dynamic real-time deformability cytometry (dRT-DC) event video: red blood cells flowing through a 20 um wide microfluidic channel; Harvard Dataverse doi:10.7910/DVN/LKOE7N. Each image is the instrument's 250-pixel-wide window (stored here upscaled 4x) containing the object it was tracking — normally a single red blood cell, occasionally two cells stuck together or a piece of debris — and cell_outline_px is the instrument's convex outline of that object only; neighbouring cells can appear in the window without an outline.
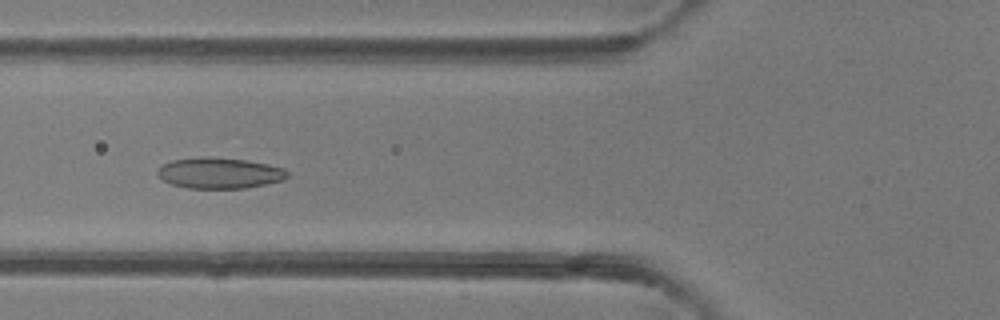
{"species": "common noctule bat (a hibernating species)", "species_latin": "Nyctalus noctula", "temperature_condition": "room temperature", "stored_images_in_passage": 50, "camera_frame_rate_fps": 3000, "um_per_image_px": 0.085, "animal": {"sex": "female"}, "frame": {"image": 1, "passage_image": 19, "time_ms": 6.0, "image_size_px": [1000, 320], "cell_outline_px": [[288, 176], [284, 180], [244, 188], [188, 188], [172, 184], [164, 180], [156, 172], [164, 164], [172, 160], [200, 156], [244, 160], [268, 164], [284, 168], [288, 172]], "centroid_in_image_um": [18.67, 14.7], "position_along_channel_um": 107.1, "area_um2": 23.12}}
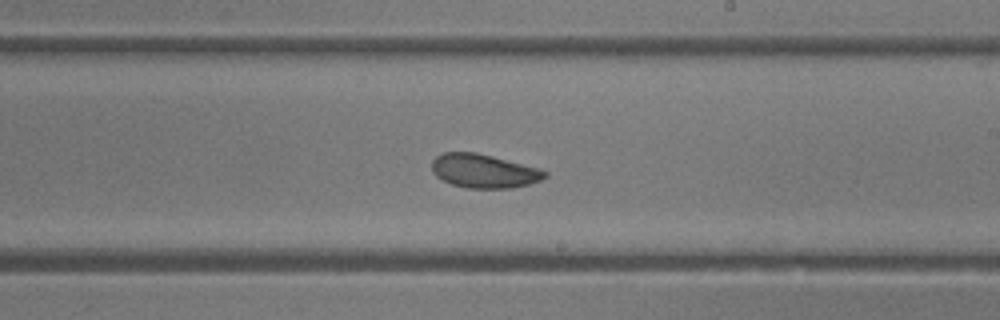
{"frame": {"image": 2, "passage_image": 29, "time_ms": 9.333, "image_size_px": [1000, 320], "cell_outline_px": [[548, 176], [540, 180], [528, 184], [512, 188], [468, 188], [452, 184], [436, 176], [432, 172], [432, 160], [436, 156], [444, 152], [476, 152], [540, 168], [548, 172]], "centroid_in_image_um": [41.13, 14.53], "position_along_channel_um": 247.9, "area_um2": 22.25}}
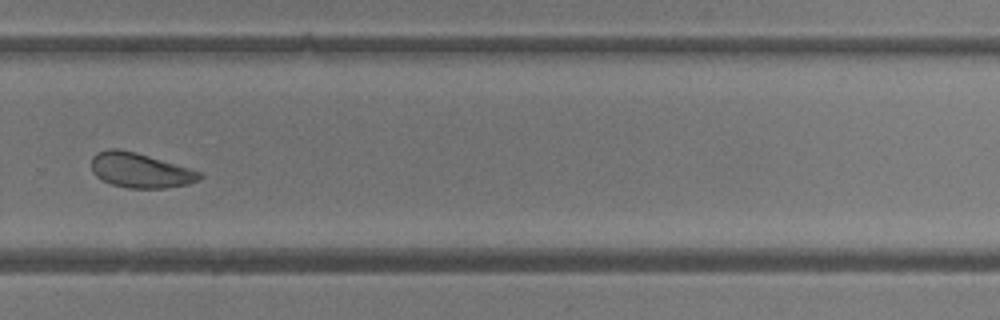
{"frame": {"image": 3, "passage_image": 34, "time_ms": 11.0, "image_size_px": [1000, 320], "cell_outline_px": [[204, 176], [200, 180], [188, 184], [164, 188], [128, 188], [112, 184], [96, 176], [92, 172], [92, 156], [96, 152], [108, 148], [120, 148], [136, 152], [204, 172]], "centroid_in_image_um": [11.95, 14.46], "position_along_channel_um": 317.9, "area_um2": 22.2}}